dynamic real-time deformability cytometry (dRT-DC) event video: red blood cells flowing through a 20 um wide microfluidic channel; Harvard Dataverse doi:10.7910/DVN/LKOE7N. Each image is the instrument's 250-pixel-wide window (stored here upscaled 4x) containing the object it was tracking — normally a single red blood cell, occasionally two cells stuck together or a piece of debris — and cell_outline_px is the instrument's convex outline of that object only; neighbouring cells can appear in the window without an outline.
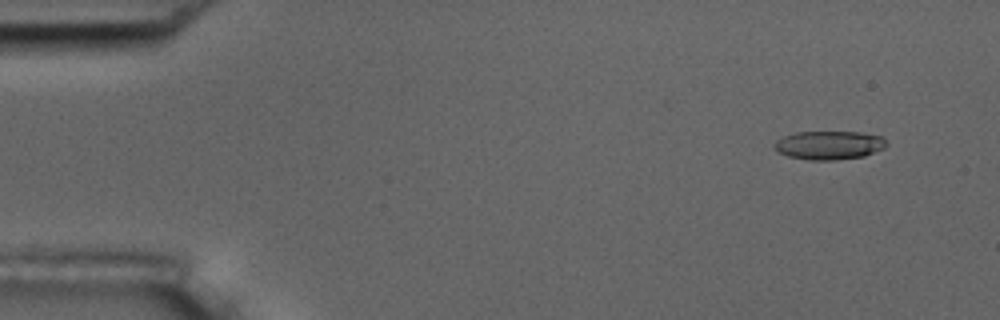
{"species": "common noctule bat (a hibernating species)", "species_latin": "Nyctalus noctula", "temperature_condition": "room temperature", "stored_images_in_passage": 56, "camera_frame_rate_fps": 3000, "um_per_image_px": 0.085, "animal": {"sex": "male", "body_mass_g": 17.5, "forearm_length_mm": 52.3}, "frame": {"image": 1, "passage_image": 5, "time_ms": 1.333, "image_size_px": [1000, 320], "cell_outline_px": [[888, 144], [884, 148], [864, 156], [836, 160], [808, 160], [788, 156], [780, 152], [772, 144], [776, 140], [784, 136], [796, 132], [860, 132], [880, 136]], "centroid_in_image_um": [70.47, 12.34], "position_along_channel_um": 14.5, "area_um2": 18.61}}
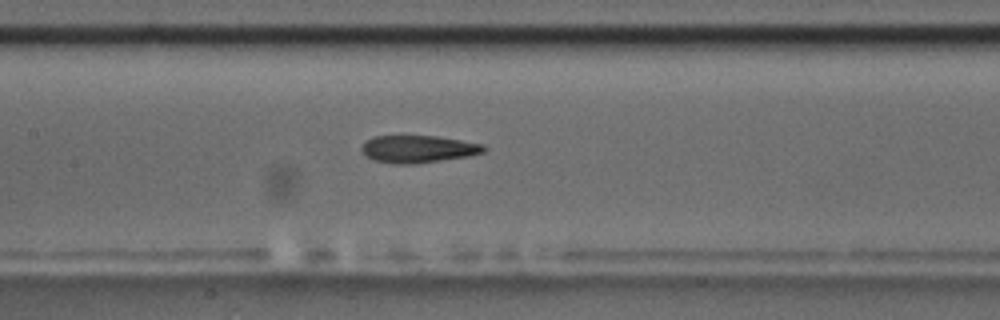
{"frame": {"image": 2, "passage_image": 27, "time_ms": 8.667, "image_size_px": [1000, 320], "cell_outline_px": [[484, 152], [468, 156], [412, 164], [396, 164], [376, 160], [368, 156], [360, 148], [364, 140], [372, 136], [436, 136], [484, 144]], "centroid_in_image_um": [35.51, 12.65], "position_along_channel_um": 171.9, "area_um2": 19.25}}
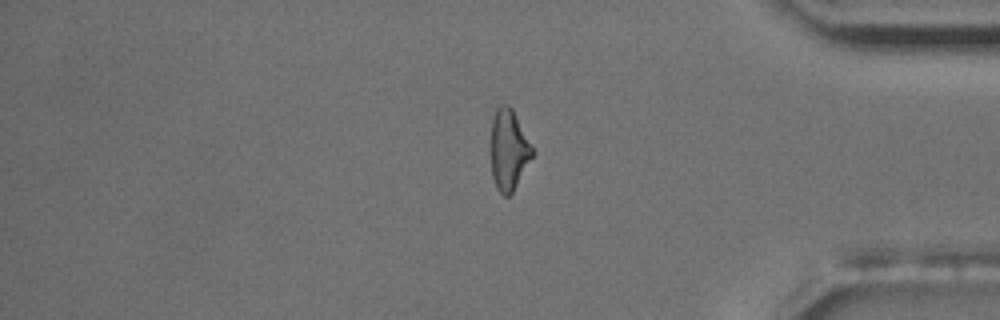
{"frame": {"image": 3, "passage_image": 47, "time_ms": 15.333, "image_size_px": [1000, 320], "cell_outline_px": [[536, 152], [512, 192], [508, 196], [504, 196], [496, 188], [492, 176], [492, 116], [496, 108], [500, 104], [508, 104], [512, 108]], "centroid_in_image_um": [43.26, 12.71], "position_along_channel_um": 391.9, "area_um2": 19.54}, "authors_computed_cell_mechanics": {"area_um2": 19.5075, "velocity_mm_per_s": 3.6526, "shape_relaxation_time_tau1_ms": 8.0855, "shape_relaxation_time_tau2_ms": 2.8229, "deformation_change_tau1": 0.2339, "deformation_change_tau2": 0.1311}}